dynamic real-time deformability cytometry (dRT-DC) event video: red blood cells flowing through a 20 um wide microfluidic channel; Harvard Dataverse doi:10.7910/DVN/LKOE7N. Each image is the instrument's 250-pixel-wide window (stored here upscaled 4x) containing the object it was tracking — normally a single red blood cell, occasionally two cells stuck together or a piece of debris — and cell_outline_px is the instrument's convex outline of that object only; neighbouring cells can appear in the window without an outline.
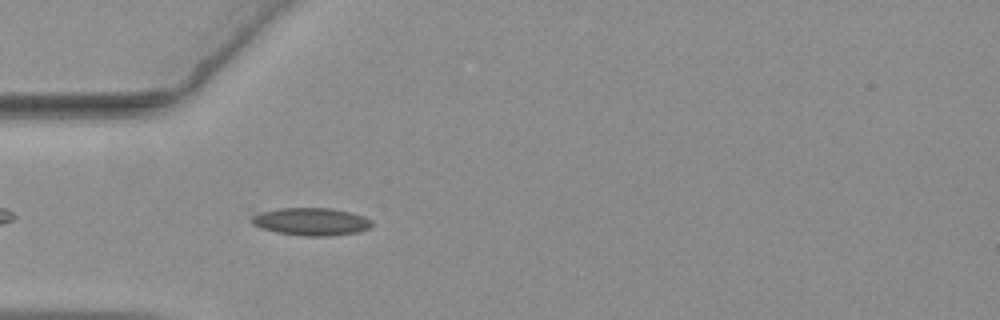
{"species": "common noctule bat (a hibernating species)", "species_latin": "Nyctalus noctula", "temperature_condition": "warm", "stored_images_in_passage": 42, "camera_frame_rate_fps": 3000, "um_per_image_px": 0.085, "animal": {"sex": "female", "body_mass_g": 19.3, "forearm_length_mm": 54.1}, "frame": {"image": 1, "passage_image": 3, "time_ms": 0.667, "image_size_px": [1000, 320], "cell_outline_px": [[372, 224], [368, 228], [356, 232], [332, 236], [304, 236], [276, 232], [260, 228], [252, 224], [252, 216], [260, 212], [280, 208], [332, 208], [364, 216], [372, 220]], "centroid_in_image_um": [26.44, 18.84], "position_along_channel_um": 58.6, "area_um2": 19.31}}
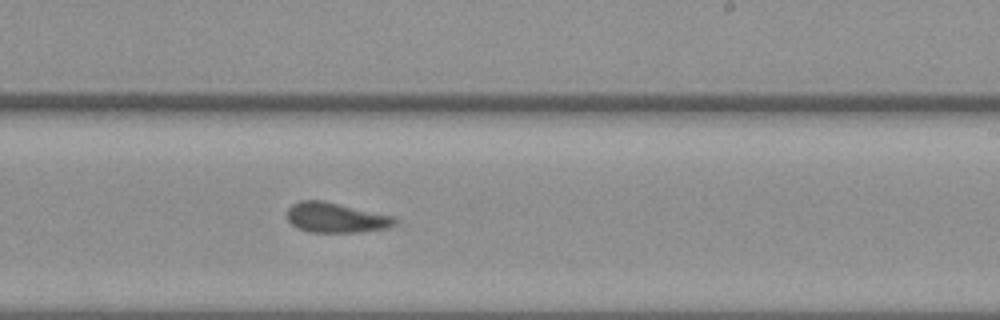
{"frame": {"image": 2, "passage_image": 20, "time_ms": 6.333, "image_size_px": [1000, 320], "cell_outline_px": [[396, 224], [388, 228], [360, 232], [308, 232], [296, 228], [288, 220], [288, 208], [292, 204], [300, 200], [324, 200], [396, 216]], "centroid_in_image_um": [28.57, 18.49], "position_along_channel_um": 260.4, "area_um2": 19.13}}
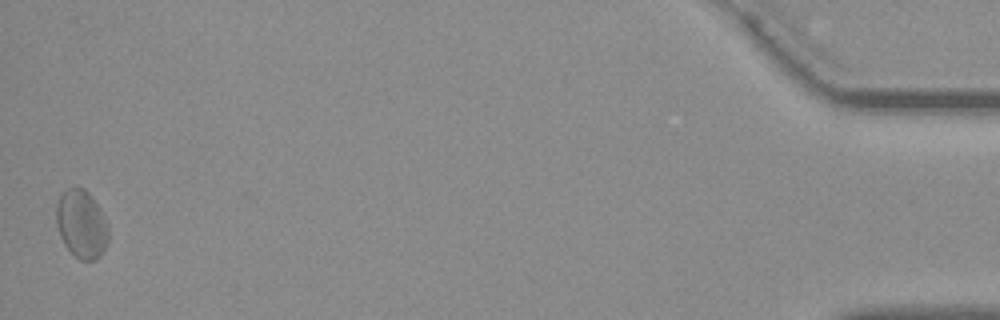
{"frame": {"image": 3, "passage_image": 42, "time_ms": 13.667, "image_size_px": [1000, 320], "cell_outline_px": [[108, 240], [100, 256], [96, 260], [80, 260], [64, 244], [60, 236], [56, 224], [56, 204], [64, 188], [84, 188], [92, 196], [100, 208], [108, 228]], "centroid_in_image_um": [6.91, 19.03], "position_along_channel_um": 428.3, "area_um2": 20.69}, "authors_computed_cell_mechanics": {"area_um2": 18.8428, "velocity_mm_per_s": 3.6234, "shape_relaxation_time_tau1_ms": null, "shape_relaxation_time_tau2_ms": 2.0154, "deformation_change_tau1": null, "deformation_change_tau2": 0.0917}}